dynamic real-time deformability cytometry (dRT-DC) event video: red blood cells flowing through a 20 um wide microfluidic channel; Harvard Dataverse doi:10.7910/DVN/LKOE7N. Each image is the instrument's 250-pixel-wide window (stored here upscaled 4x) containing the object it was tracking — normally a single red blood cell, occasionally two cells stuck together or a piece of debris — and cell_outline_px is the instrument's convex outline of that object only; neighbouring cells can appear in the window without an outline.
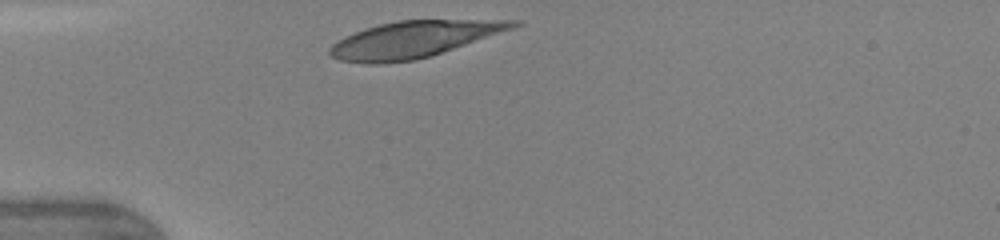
{"species": "human", "species_latin": "Homo sapiens", "temperature_condition": "warm", "stored_images_in_passage": 8, "camera_frame_rate_fps": 3000, "um_per_image_px": 0.085, "donor": {"sex": "female"}, "frame": {"image": 1, "passage_image": 1, "time_ms": 0.0, "image_size_px": [1000, 240], "cell_outline_px": [[524, 24], [516, 28], [432, 56], [416, 60], [384, 64], [368, 64], [340, 60], [328, 56], [328, 48], [332, 44], [344, 36], [380, 24], [400, 20], [524, 20]], "centroid_in_image_um": [35.21, 3.36], "position_along_channel_um": 49.8, "area_um2": 39.3}}